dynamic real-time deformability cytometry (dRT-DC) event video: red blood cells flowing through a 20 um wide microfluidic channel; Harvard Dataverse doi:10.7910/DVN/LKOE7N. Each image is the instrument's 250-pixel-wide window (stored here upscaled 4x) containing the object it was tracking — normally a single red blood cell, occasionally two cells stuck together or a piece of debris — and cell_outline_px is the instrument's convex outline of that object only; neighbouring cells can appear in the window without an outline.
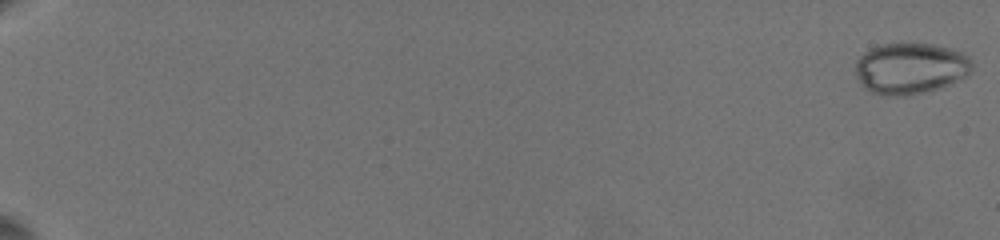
{"species": "common noctule bat (a hibernating species)", "species_latin": "Nyctalus noctula", "temperature_condition": "warm", "stored_images_in_passage": 40, "camera_frame_rate_fps": 3000, "um_per_image_px": 0.085, "animal": {"sex": "female", "body_mass_g": 19.5, "forearm_length_mm": 54.1}, "frame": {"image": 1, "passage_image": 1, "time_ms": 0.0, "image_size_px": [1000, 240], "cell_outline_px": [[972, 68], [964, 76], [924, 92], [908, 96], [888, 96], [872, 92], [860, 84], [856, 76], [856, 60], [864, 52], [872, 48], [884, 44], [932, 44], [948, 48], [960, 52], [968, 56], [972, 64]], "centroid_in_image_um": [77.32, 5.81], "position_along_channel_um": 7.7, "area_um2": 34.1}}